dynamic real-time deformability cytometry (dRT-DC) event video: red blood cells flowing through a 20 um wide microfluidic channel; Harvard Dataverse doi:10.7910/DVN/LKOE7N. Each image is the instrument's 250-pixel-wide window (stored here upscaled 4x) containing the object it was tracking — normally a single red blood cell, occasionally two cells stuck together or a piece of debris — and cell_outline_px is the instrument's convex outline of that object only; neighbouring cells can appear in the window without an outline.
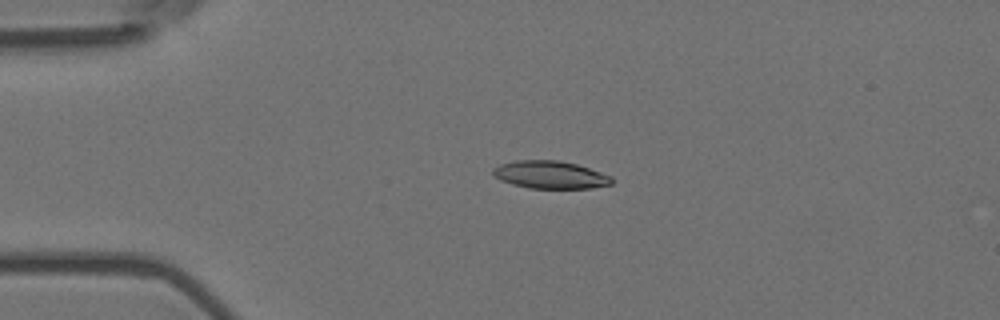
{"species": "Egyptian fruit bat (a non-hibernating species)", "species_latin": "Rousettus aegyptiacus", "temperature_condition": "room temperature", "stored_images_in_passage": 4, "camera_frame_rate_fps": 3000, "um_per_image_px": 0.085, "animal": {"sex": "female"}, "frame": {"image": 1, "passage_image": 3, "time_ms": 0.667, "image_size_px": [1000, 320], "cell_outline_px": [[612, 184], [592, 188], [528, 188], [512, 184], [500, 180], [492, 172], [492, 168], [500, 164], [516, 160], [556, 160], [576, 164], [612, 176]], "centroid_in_image_um": [46.75, 14.85], "position_along_channel_um": 38.2, "area_um2": 19.07}}